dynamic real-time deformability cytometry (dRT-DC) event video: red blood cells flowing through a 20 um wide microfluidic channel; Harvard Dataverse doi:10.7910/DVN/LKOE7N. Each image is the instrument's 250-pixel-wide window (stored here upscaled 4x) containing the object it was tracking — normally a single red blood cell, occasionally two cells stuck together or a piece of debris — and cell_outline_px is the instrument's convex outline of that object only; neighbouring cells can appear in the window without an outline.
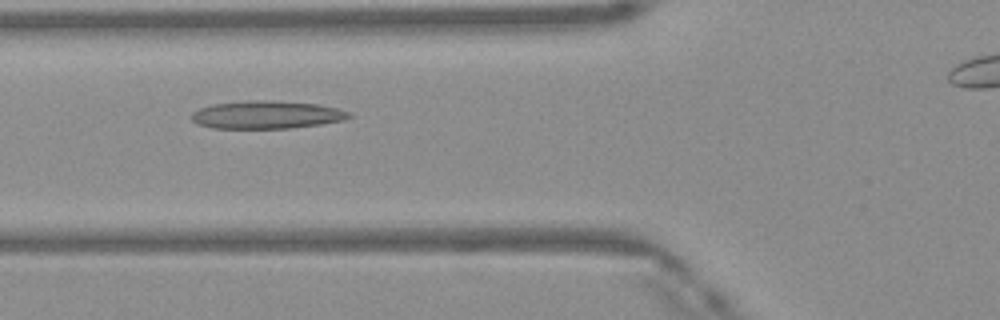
{"species": "Egyptian fruit bat (a non-hibernating species)", "species_latin": "Rousettus aegyptiacus", "temperature_condition": "warm", "stored_images_in_passage": 40, "camera_frame_rate_fps": 3000, "um_per_image_px": 0.085, "frame": {"image": 1, "passage_image": 14, "time_ms": 4.333, "image_size_px": [1000, 320], "cell_outline_px": [[352, 116], [344, 120], [320, 124], [292, 128], [212, 128], [200, 124], [192, 120], [192, 112], [200, 108], [212, 104], [248, 100], [268, 100], [316, 104], [336, 108], [352, 112]], "centroid_in_image_um": [22.68, 9.75], "position_along_channel_um": 103.1, "area_um2": 25.49}}
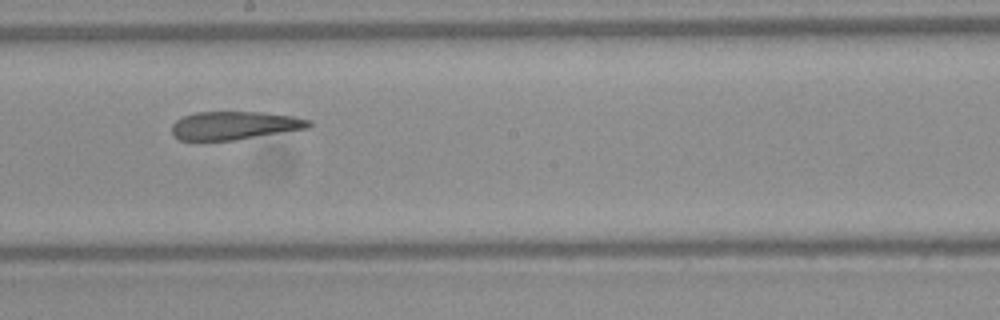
{"frame": {"image": 2, "passage_image": 23, "time_ms": 7.333, "image_size_px": [1000, 320], "cell_outline_px": [[312, 124], [308, 128], [232, 140], [180, 140], [172, 136], [172, 124], [176, 120], [184, 116], [196, 112], [264, 112], [296, 116], [312, 120]], "centroid_in_image_um": [19.94, 10.65], "position_along_channel_um": 228.3, "area_um2": 22.54}}
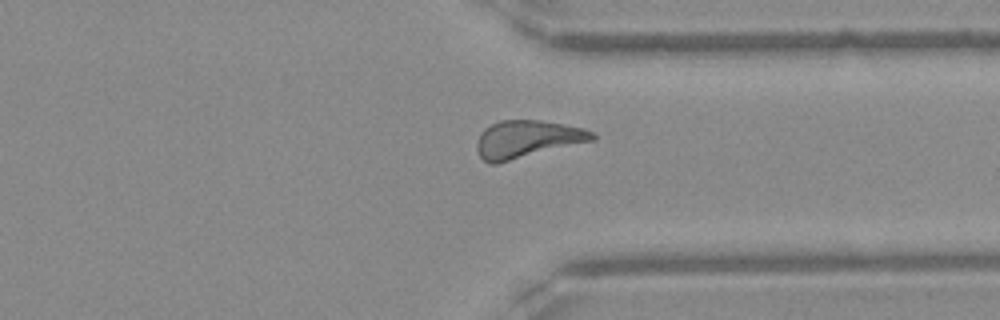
{"frame": {"image": 3, "passage_image": 33, "time_ms": 10.667, "image_size_px": [1000, 320], "cell_outline_px": [[596, 140], [496, 164], [492, 164], [484, 160], [480, 156], [476, 148], [476, 144], [480, 132], [484, 128], [500, 120], [540, 120], [584, 128], [596, 132]], "centroid_in_image_um": [44.83, 11.83], "position_along_channel_um": 366.6, "area_um2": 25.43}, "authors_computed_cell_mechanics": {"area_um2": 24.7673, "velocity_mm_per_s": 4.1614, "shape_relaxation_time_tau1_ms": null, "shape_relaxation_time_tau2_ms": 4.6243, "deformation_change_tau1": null, "deformation_change_tau2": 0.1628}}